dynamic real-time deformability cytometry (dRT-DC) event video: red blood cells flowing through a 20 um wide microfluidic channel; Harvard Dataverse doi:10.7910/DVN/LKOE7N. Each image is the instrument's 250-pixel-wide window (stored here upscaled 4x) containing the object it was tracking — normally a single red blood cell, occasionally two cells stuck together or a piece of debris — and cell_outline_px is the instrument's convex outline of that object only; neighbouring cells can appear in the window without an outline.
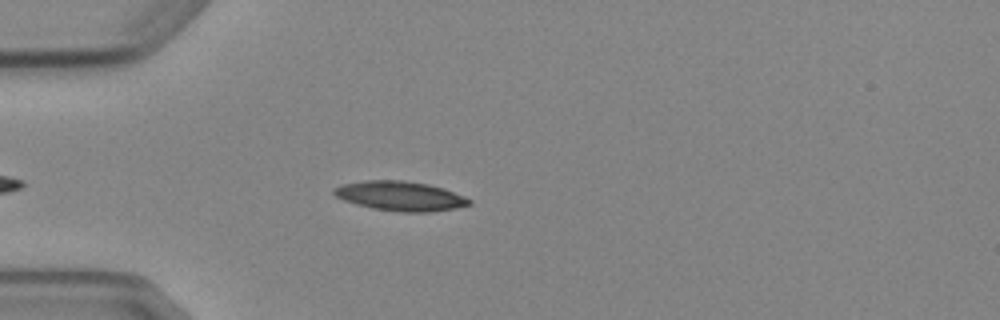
{"species": "Egyptian fruit bat (a non-hibernating species)", "species_latin": "Rousettus aegyptiacus", "temperature_condition": "cold", "stored_images_in_passage": 5, "camera_frame_rate_fps": 3000, "um_per_image_px": 0.085, "animal": {"sex": "female"}, "frame": {"image": 1, "passage_image": 5, "time_ms": 4.333, "image_size_px": [1000, 320], "cell_outline_px": [[472, 204], [456, 208], [432, 212], [400, 212], [372, 208], [356, 204], [344, 200], [336, 196], [332, 192], [332, 188], [340, 184], [364, 180], [404, 180], [428, 184], [444, 188], [464, 196], [472, 200]], "centroid_in_image_um": [34.02, 16.65], "position_along_channel_um": 51.0, "area_um2": 23.52}}